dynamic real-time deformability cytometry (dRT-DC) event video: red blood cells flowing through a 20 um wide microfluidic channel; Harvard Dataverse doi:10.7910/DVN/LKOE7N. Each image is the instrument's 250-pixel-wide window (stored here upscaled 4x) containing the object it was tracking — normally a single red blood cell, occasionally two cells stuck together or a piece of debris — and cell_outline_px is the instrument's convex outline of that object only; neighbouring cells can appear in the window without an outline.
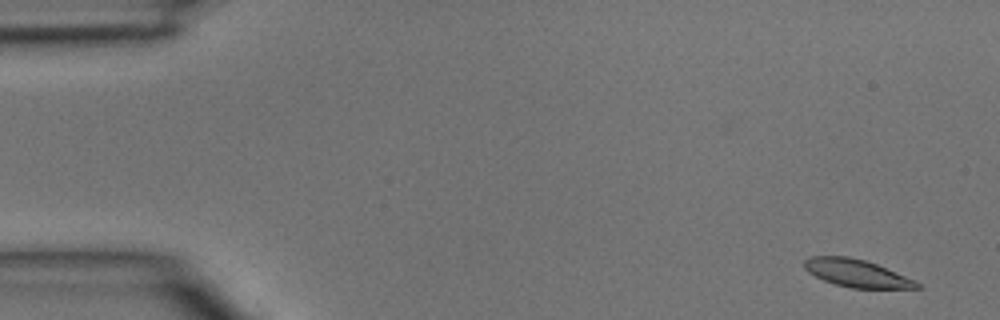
{"species": "common noctule bat (a hibernating species)", "species_latin": "Nyctalus noctula", "temperature_condition": "room temperature", "stored_images_in_passage": 45, "camera_frame_rate_fps": 3000, "um_per_image_px": 0.085, "animal": {"sex": "male", "body_mass_g": 15.6}, "frame": {"image": 1, "passage_image": 3, "time_ms": 0.667, "image_size_px": [1000, 320], "cell_outline_px": [[920, 288], [852, 288], [836, 284], [824, 280], [808, 272], [804, 268], [804, 260], [808, 256], [848, 256], [864, 260], [876, 264], [916, 280], [920, 284]], "centroid_in_image_um": [72.8, 23.21], "position_along_channel_um": 12.2, "area_um2": 17.98}}
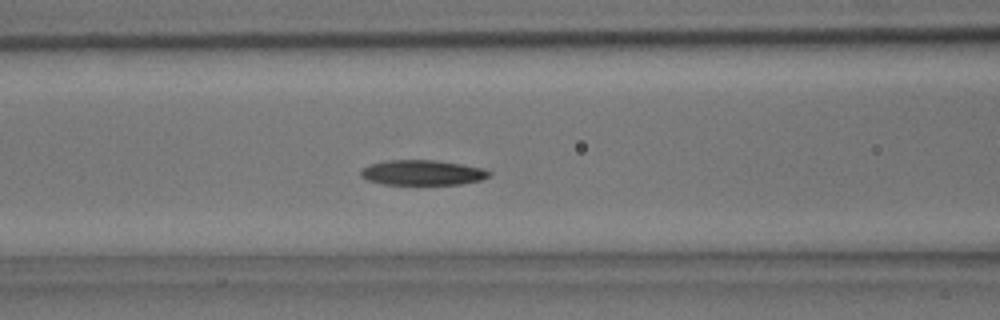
{"frame": {"image": 2, "passage_image": 19, "time_ms": 6.0, "image_size_px": [1000, 320], "cell_outline_px": [[492, 172], [488, 176], [480, 180], [460, 184], [384, 184], [368, 180], [360, 176], [360, 172], [364, 168], [372, 164], [388, 160], [432, 160], [460, 164], [484, 168]], "centroid_in_image_um": [35.92, 14.67], "position_along_channel_um": 130.7, "area_um2": 18.5}}
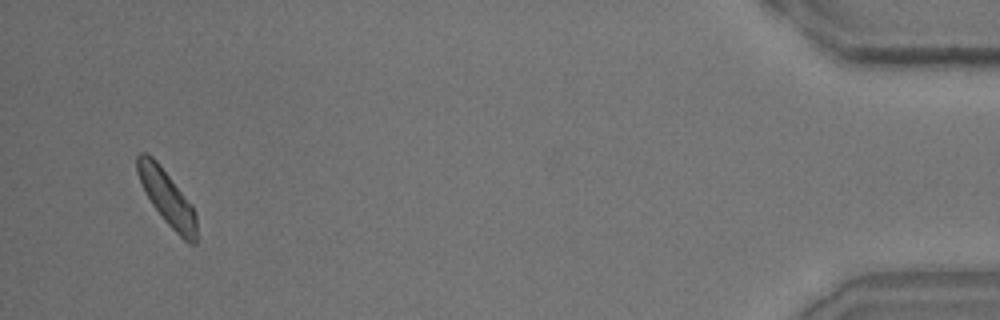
{"frame": {"image": 3, "passage_image": 44, "time_ms": 14.333, "image_size_px": [1000, 320], "cell_outline_px": [[196, 244], [188, 244], [164, 220], [152, 204], [144, 192], [136, 168], [136, 156], [140, 152], [144, 152], [152, 156], [156, 160], [192, 204], [196, 216]], "centroid_in_image_um": [14.19, 16.79], "position_along_channel_um": 421.0, "area_um2": 18.84}}